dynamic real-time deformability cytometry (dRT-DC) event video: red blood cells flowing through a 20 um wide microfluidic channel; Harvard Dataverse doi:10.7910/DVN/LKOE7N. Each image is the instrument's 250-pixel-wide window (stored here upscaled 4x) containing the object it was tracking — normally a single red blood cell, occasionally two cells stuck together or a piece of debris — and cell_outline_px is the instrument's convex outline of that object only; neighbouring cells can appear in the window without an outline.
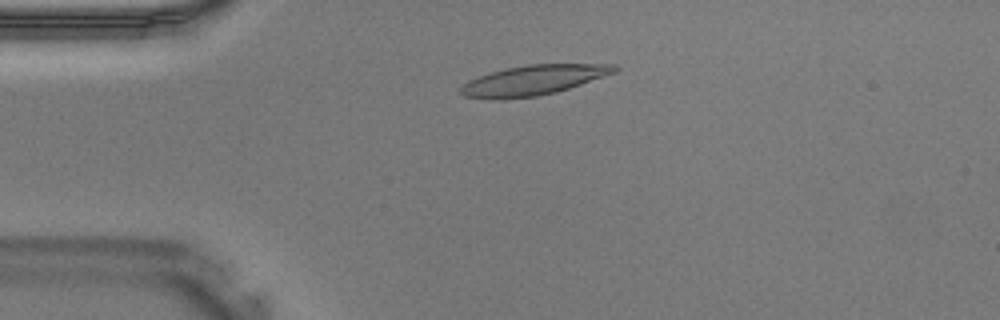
{"species": "Egyptian fruit bat (a non-hibernating species)", "species_latin": "Rousettus aegyptiacus", "temperature_condition": "warm", "stored_images_in_passage": 38, "camera_frame_rate_fps": 3000, "um_per_image_px": 0.085, "animal": {"sex": "male"}, "frame": {"image": 1, "passage_image": 7, "time_ms": 2.0, "image_size_px": [1000, 320], "cell_outline_px": [[620, 68], [616, 72], [556, 92], [536, 96], [492, 100], [488, 100], [464, 96], [460, 92], [460, 88], [464, 84], [480, 76], [504, 68], [528, 64], [616, 64]], "centroid_in_image_um": [45.34, 6.81], "position_along_channel_um": 39.7, "area_um2": 26.65}}
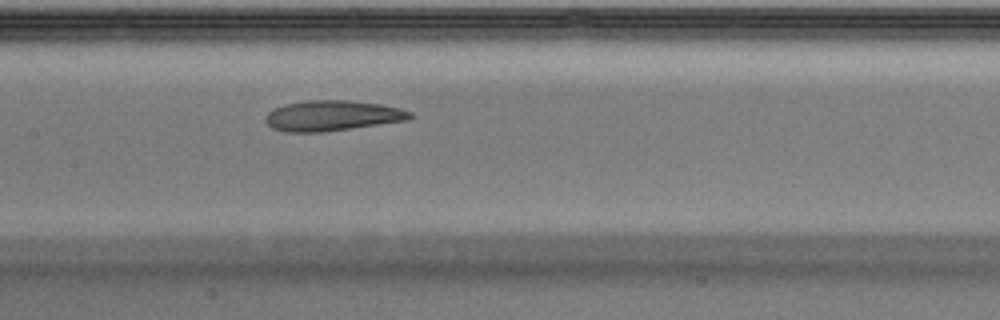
{"frame": {"image": 2, "passage_image": 17, "time_ms": 5.333, "image_size_px": [1000, 320], "cell_outline_px": [[412, 116], [408, 120], [320, 132], [284, 132], [272, 128], [264, 120], [268, 112], [284, 104], [308, 100], [348, 100], [380, 104], [400, 108], [412, 112]], "centroid_in_image_um": [28.22, 9.83], "position_along_channel_um": 179.2, "area_um2": 25.43}}
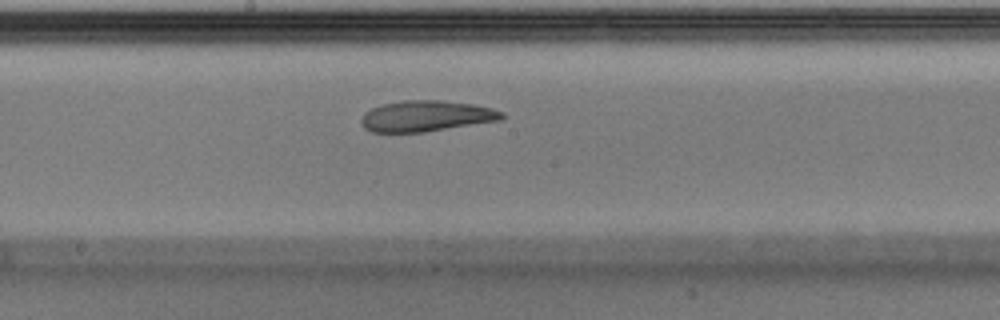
{"frame": {"image": 3, "passage_image": 19, "time_ms": 6.0, "image_size_px": [1000, 320], "cell_outline_px": [[504, 116], [500, 120], [424, 132], [372, 132], [364, 128], [360, 120], [364, 112], [372, 108], [384, 104], [404, 100], [444, 100], [472, 104], [492, 108], [504, 112]], "centroid_in_image_um": [36.22, 9.86], "position_along_channel_um": 212.0, "area_um2": 25.26}}